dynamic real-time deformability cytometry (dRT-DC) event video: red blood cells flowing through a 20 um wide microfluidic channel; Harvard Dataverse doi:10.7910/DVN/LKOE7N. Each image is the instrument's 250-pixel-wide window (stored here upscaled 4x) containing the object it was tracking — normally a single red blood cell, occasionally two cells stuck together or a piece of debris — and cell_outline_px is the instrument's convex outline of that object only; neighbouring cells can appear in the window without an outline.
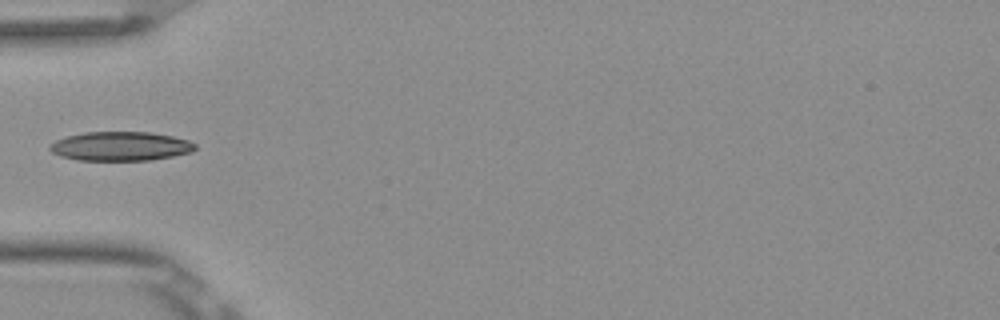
{"species": "Egyptian fruit bat (a non-hibernating species)", "species_latin": "Rousettus aegyptiacus", "temperature_condition": "room temperature", "stored_images_in_passage": 5, "camera_frame_rate_fps": 3000, "um_per_image_px": 0.085, "frame": {"image": 1, "passage_image": 5, "time_ms": 1.333, "image_size_px": [1000, 320], "cell_outline_px": [[196, 148], [192, 152], [172, 156], [148, 160], [76, 160], [60, 156], [52, 152], [48, 148], [56, 140], [68, 136], [84, 132], [152, 132], [172, 136], [188, 140], [196, 144]], "centroid_in_image_um": [10.25, 12.43], "position_along_channel_um": 74.7, "area_um2": 24.57}}